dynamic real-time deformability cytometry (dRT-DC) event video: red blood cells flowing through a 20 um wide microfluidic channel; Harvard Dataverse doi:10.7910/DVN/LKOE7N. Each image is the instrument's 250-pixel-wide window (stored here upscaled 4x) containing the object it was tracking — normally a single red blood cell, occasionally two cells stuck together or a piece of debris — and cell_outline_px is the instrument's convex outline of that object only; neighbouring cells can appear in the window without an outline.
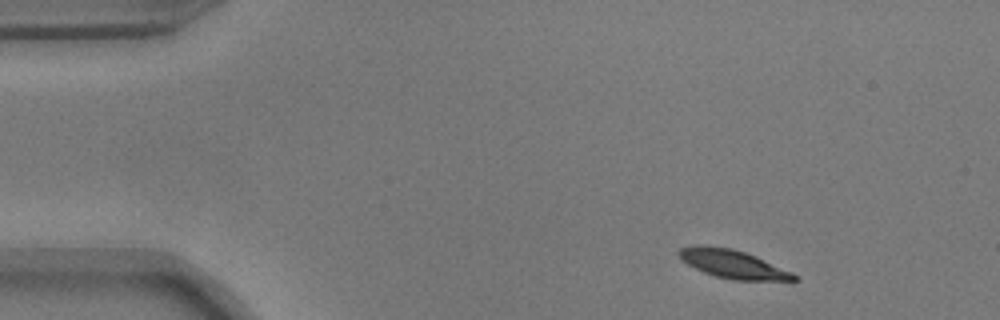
{"species": "common noctule bat (a hibernating species)", "species_latin": "Nyctalus noctula", "temperature_condition": "warm", "stored_images_in_passage": 49, "camera_frame_rate_fps": 3000, "um_per_image_px": 0.085, "animal": {"sex": "male", "body_mass_g": 17.9}, "frame": {"image": 1, "passage_image": 1, "time_ms": 0.0, "image_size_px": [1000, 320], "cell_outline_px": [[800, 280], [792, 284], [732, 280], [716, 276], [704, 272], [680, 260], [676, 252], [680, 248], [696, 244], [704, 244], [732, 248], [756, 256], [792, 272]], "centroid_in_image_um": [62.4, 22.49], "position_along_channel_um": 22.6, "area_um2": 20.11}}
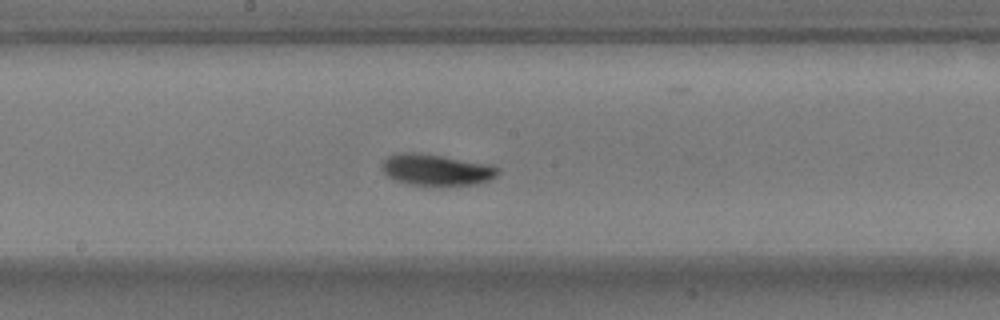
{"frame": {"image": 2, "passage_image": 23, "time_ms": 7.333, "image_size_px": [1000, 320], "cell_outline_px": [[500, 172], [496, 176], [480, 184], [408, 184], [396, 180], [388, 176], [384, 172], [384, 160], [388, 156], [404, 152], [416, 152], [492, 164], [500, 168]], "centroid_in_image_um": [37.15, 14.41], "position_along_channel_um": 211.0, "area_um2": 20.75}}
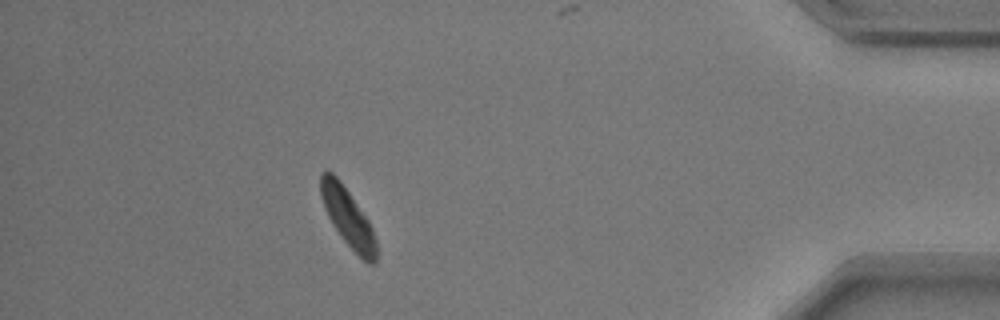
{"frame": {"image": 3, "passage_image": 43, "time_ms": 14.0, "image_size_px": [1000, 320], "cell_outline_px": [[376, 264], [368, 264], [340, 236], [332, 224], [324, 208], [320, 196], [320, 172], [324, 168], [328, 168], [340, 180], [368, 220], [372, 228], [376, 240]], "centroid_in_image_um": [29.52, 18.42], "position_along_channel_um": 405.7, "area_um2": 18.9}, "authors_computed_cell_mechanics": {"area_um2": 19.8254, "velocity_mm_per_s": 3.6535, "shape_relaxation_time_tau1_ms": 3.7344, "shape_relaxation_time_tau2_ms": 3.1071, "deformation_change_tau1": 0.1659, "deformation_change_tau2": 0.0596}}